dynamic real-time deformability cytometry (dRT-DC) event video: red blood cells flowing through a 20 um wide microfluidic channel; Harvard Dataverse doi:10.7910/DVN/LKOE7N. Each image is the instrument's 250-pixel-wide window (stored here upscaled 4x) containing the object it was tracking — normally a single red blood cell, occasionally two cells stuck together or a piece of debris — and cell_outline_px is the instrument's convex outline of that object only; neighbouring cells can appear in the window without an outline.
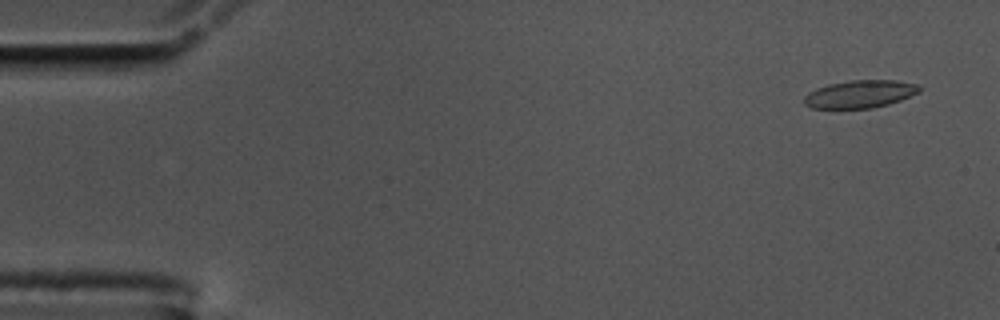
{"species": "common noctule bat (a hibernating species)", "species_latin": "Nyctalus noctula", "temperature_condition": "cold", "stored_images_in_passage": 57, "camera_frame_rate_fps": 3000, "um_per_image_px": 0.085, "animal": {"sex": "male", "body_mass_g": 17.5, "forearm_length_mm": 52.3}, "frame": {"image": 1, "passage_image": 3, "time_ms": 0.667, "image_size_px": [1000, 320], "cell_outline_px": [[920, 92], [900, 100], [888, 104], [872, 108], [812, 108], [804, 104], [804, 96], [808, 92], [816, 88], [828, 84], [852, 80], [896, 80], [920, 84]], "centroid_in_image_um": [73.11, 7.98], "position_along_channel_um": 11.9, "area_um2": 18.67}}
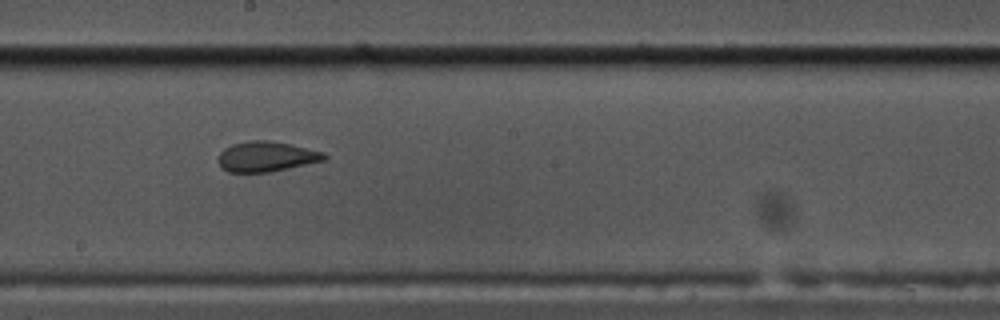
{"frame": {"image": 2, "passage_image": 31, "time_ms": 10.0, "image_size_px": [1000, 320], "cell_outline_px": [[328, 156], [324, 160], [288, 168], [268, 172], [228, 172], [220, 168], [220, 152], [224, 148], [232, 144], [248, 140], [272, 140], [324, 152]], "centroid_in_image_um": [22.63, 13.3], "position_along_channel_um": 225.6, "area_um2": 18.55}}
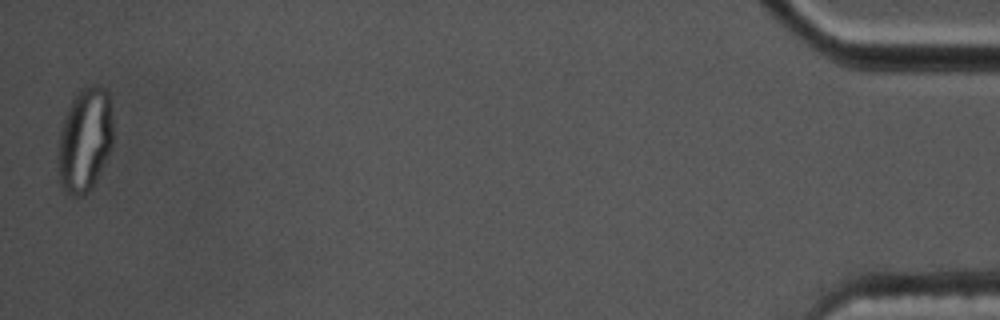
{"frame": {"image": 3, "passage_image": 56, "time_ms": 18.333, "image_size_px": [1000, 320], "cell_outline_px": [[112, 144], [100, 172], [92, 188], [88, 192], [80, 196], [72, 196], [64, 192], [60, 184], [56, 168], [56, 156], [60, 132], [68, 108], [72, 100], [80, 88], [88, 84], [104, 88], [108, 92], [112, 120]], "centroid_in_image_um": [7.17, 11.93], "position_along_channel_um": 428.0, "area_um2": 33.76}, "authors_computed_cell_mechanics": {"area_um2": 19.1896, "velocity_mm_per_s": 3.5346, "shape_relaxation_time_tau1_ms": null, "shape_relaxation_time_tau2_ms": 1.5231, "deformation_change_tau1": null, "deformation_change_tau2": 0.0819}}